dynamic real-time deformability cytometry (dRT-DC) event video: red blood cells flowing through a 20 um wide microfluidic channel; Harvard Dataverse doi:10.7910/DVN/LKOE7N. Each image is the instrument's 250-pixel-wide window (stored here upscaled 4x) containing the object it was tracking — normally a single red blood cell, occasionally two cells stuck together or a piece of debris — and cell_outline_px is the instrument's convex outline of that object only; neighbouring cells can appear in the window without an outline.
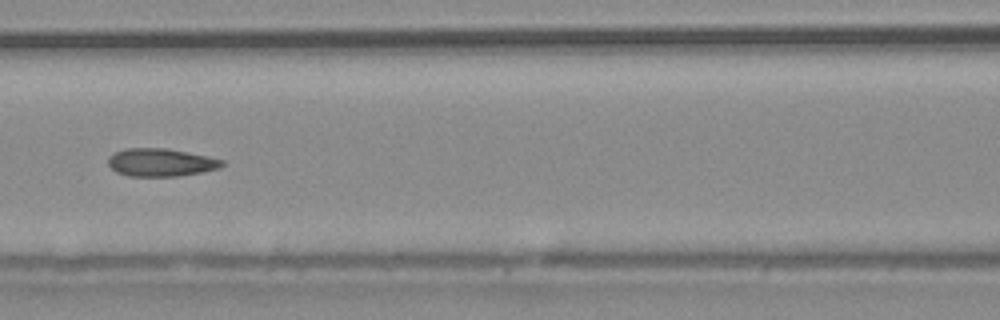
{"species": "common noctule bat (a hibernating species)", "species_latin": "Nyctalus noctula", "temperature_condition": "warm", "stored_images_in_passage": 52, "camera_frame_rate_fps": 3000, "um_per_image_px": 0.085, "animal": {"sex": "male", "body_mass_g": 20.4}, "frame": {"image": 1, "passage_image": 23, "time_ms": 7.333, "image_size_px": [1000, 320], "cell_outline_px": [[224, 164], [220, 168], [200, 172], [176, 176], [128, 176], [116, 172], [108, 164], [108, 156], [112, 152], [124, 148], [168, 148], [208, 156], [224, 160]], "centroid_in_image_um": [13.64, 13.79], "position_along_channel_um": 153.0, "area_um2": 18.67}}
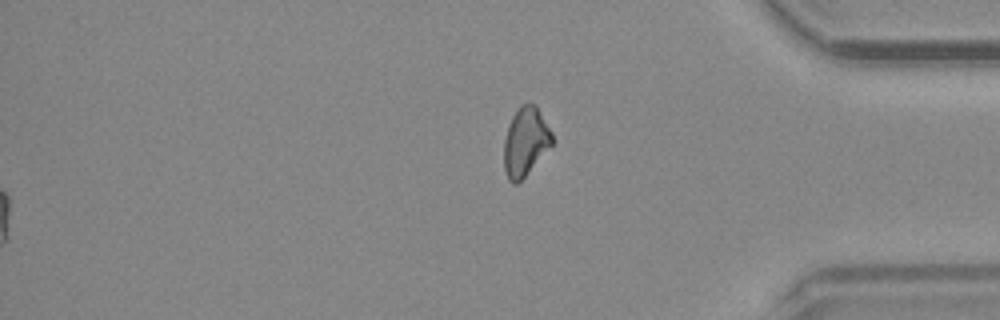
{"frame": {"image": 2, "passage_image": 52, "time_ms": 17.0, "image_size_px": [1000, 320], "cell_outline_px": [[552, 144], [524, 176], [516, 184], [512, 184], [508, 180], [504, 168], [504, 140], [508, 124], [512, 116], [520, 104], [528, 100], [536, 104], [552, 132]], "centroid_in_image_um": [44.64, 11.98], "position_along_channel_um": 390.6, "area_um2": 19.31}, "authors_computed_cell_mechanics": {"area_um2": 18.6983, "velocity_mm_per_s": 4.059, "shape_relaxation_time_tau1_ms": 7.8373, "shape_relaxation_time_tau2_ms": 1.3195, "deformation_change_tau1": 0.205, "deformation_change_tau2": 0.0897}}